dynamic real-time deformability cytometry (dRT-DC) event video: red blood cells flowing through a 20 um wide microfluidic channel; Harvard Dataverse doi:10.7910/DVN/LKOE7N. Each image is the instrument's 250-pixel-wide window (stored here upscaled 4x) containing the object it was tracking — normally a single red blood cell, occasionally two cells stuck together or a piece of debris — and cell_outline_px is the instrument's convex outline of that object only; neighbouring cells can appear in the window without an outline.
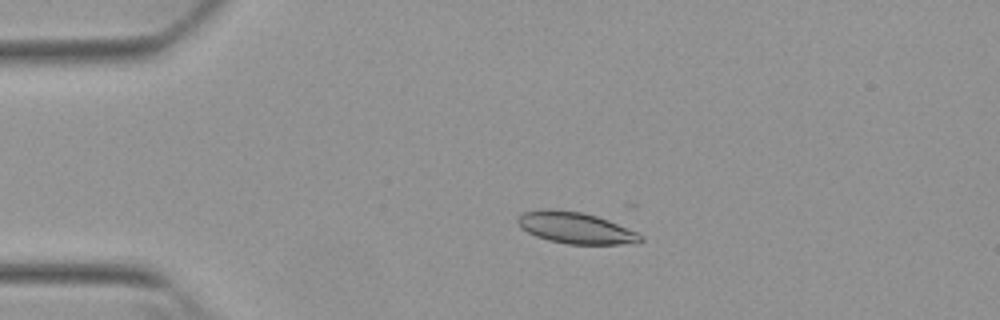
{"species": "Egyptian fruit bat (a non-hibernating species)", "species_latin": "Rousettus aegyptiacus", "temperature_condition": "warm", "stored_images_in_passage": 14, "camera_frame_rate_fps": 3000, "um_per_image_px": 0.085, "animal": {"sex": "female"}, "frame": {"image": 1, "passage_image": 11, "time_ms": 3.333, "image_size_px": [1000, 320], "cell_outline_px": [[644, 240], [636, 244], [568, 244], [548, 240], [536, 236], [520, 228], [516, 220], [520, 212], [544, 208], [548, 208], [580, 212], [596, 216], [608, 220], [636, 232], [644, 236]], "centroid_in_image_um": [48.9, 19.37], "position_along_channel_um": 36.1, "area_um2": 22.66}}